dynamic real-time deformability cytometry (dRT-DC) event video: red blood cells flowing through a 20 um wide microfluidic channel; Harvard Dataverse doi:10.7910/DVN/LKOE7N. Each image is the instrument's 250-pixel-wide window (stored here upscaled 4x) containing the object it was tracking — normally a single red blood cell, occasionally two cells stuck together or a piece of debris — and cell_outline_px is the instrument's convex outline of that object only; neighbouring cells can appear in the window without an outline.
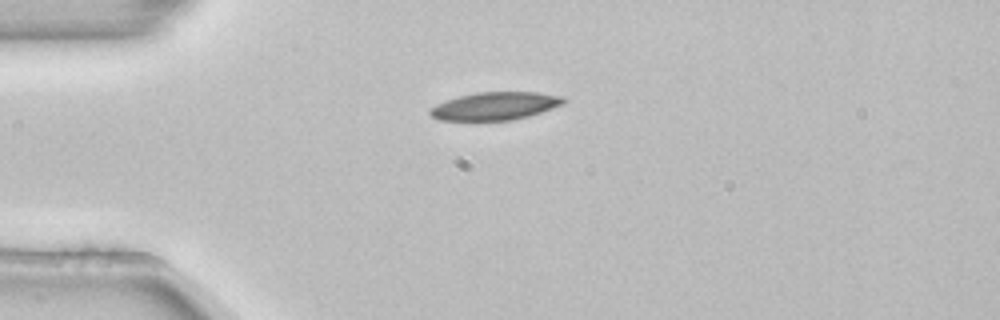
{"species": "common noctule bat (a hibernating species)", "species_latin": "Nyctalus noctula", "temperature_condition": "room temperature", "stored_images_in_passage": 2, "camera_frame_rate_fps": 3000, "um_per_image_px": 0.085, "animal": {"sex": "female", "body_mass_g": 22.7, "forearm_length_mm": 54.2}, "frame": {"image": 1, "passage_image": 1, "time_ms": 0.0, "image_size_px": [1000, 320], "cell_outline_px": [[568, 100], [564, 104], [528, 116], [512, 120], [440, 120], [432, 116], [428, 112], [436, 104], [460, 96], [476, 92], [536, 92], [564, 96]], "centroid_in_image_um": [42.13, 9.0], "position_along_channel_um": 42.9, "area_um2": 21.56}}